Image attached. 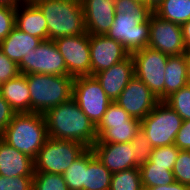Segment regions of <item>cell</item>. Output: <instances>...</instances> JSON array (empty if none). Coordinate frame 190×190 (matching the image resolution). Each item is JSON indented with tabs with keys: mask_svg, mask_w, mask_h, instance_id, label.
Listing matches in <instances>:
<instances>
[{
	"mask_svg": "<svg viewBox=\"0 0 190 190\" xmlns=\"http://www.w3.org/2000/svg\"><path fill=\"white\" fill-rule=\"evenodd\" d=\"M114 7V21L106 35L120 42L130 54L148 47L153 10L135 0H115Z\"/></svg>",
	"mask_w": 190,
	"mask_h": 190,
	"instance_id": "cell-1",
	"label": "cell"
},
{
	"mask_svg": "<svg viewBox=\"0 0 190 190\" xmlns=\"http://www.w3.org/2000/svg\"><path fill=\"white\" fill-rule=\"evenodd\" d=\"M49 138L76 141L91 148L97 141L96 127L71 98L44 114Z\"/></svg>",
	"mask_w": 190,
	"mask_h": 190,
	"instance_id": "cell-2",
	"label": "cell"
},
{
	"mask_svg": "<svg viewBox=\"0 0 190 190\" xmlns=\"http://www.w3.org/2000/svg\"><path fill=\"white\" fill-rule=\"evenodd\" d=\"M0 138L34 160L49 138L43 114L15 113Z\"/></svg>",
	"mask_w": 190,
	"mask_h": 190,
	"instance_id": "cell-3",
	"label": "cell"
},
{
	"mask_svg": "<svg viewBox=\"0 0 190 190\" xmlns=\"http://www.w3.org/2000/svg\"><path fill=\"white\" fill-rule=\"evenodd\" d=\"M36 5L47 22L48 39L87 33L80 0H41Z\"/></svg>",
	"mask_w": 190,
	"mask_h": 190,
	"instance_id": "cell-4",
	"label": "cell"
},
{
	"mask_svg": "<svg viewBox=\"0 0 190 190\" xmlns=\"http://www.w3.org/2000/svg\"><path fill=\"white\" fill-rule=\"evenodd\" d=\"M26 80L30 90V112L44 114L72 98V76L27 74Z\"/></svg>",
	"mask_w": 190,
	"mask_h": 190,
	"instance_id": "cell-5",
	"label": "cell"
},
{
	"mask_svg": "<svg viewBox=\"0 0 190 190\" xmlns=\"http://www.w3.org/2000/svg\"><path fill=\"white\" fill-rule=\"evenodd\" d=\"M183 123L182 118L164 101L141 120V132L153 148L173 145Z\"/></svg>",
	"mask_w": 190,
	"mask_h": 190,
	"instance_id": "cell-6",
	"label": "cell"
},
{
	"mask_svg": "<svg viewBox=\"0 0 190 190\" xmlns=\"http://www.w3.org/2000/svg\"><path fill=\"white\" fill-rule=\"evenodd\" d=\"M86 149L76 141L48 138L34 159V170L62 175Z\"/></svg>",
	"mask_w": 190,
	"mask_h": 190,
	"instance_id": "cell-7",
	"label": "cell"
},
{
	"mask_svg": "<svg viewBox=\"0 0 190 190\" xmlns=\"http://www.w3.org/2000/svg\"><path fill=\"white\" fill-rule=\"evenodd\" d=\"M135 76L164 101L165 70L168 55L146 47L133 52Z\"/></svg>",
	"mask_w": 190,
	"mask_h": 190,
	"instance_id": "cell-8",
	"label": "cell"
},
{
	"mask_svg": "<svg viewBox=\"0 0 190 190\" xmlns=\"http://www.w3.org/2000/svg\"><path fill=\"white\" fill-rule=\"evenodd\" d=\"M72 98L96 127L112 103L93 75L75 77Z\"/></svg>",
	"mask_w": 190,
	"mask_h": 190,
	"instance_id": "cell-9",
	"label": "cell"
},
{
	"mask_svg": "<svg viewBox=\"0 0 190 190\" xmlns=\"http://www.w3.org/2000/svg\"><path fill=\"white\" fill-rule=\"evenodd\" d=\"M21 74H47L70 76L67 72L66 63L59 52L54 40H42L24 56L18 64Z\"/></svg>",
	"mask_w": 190,
	"mask_h": 190,
	"instance_id": "cell-10",
	"label": "cell"
},
{
	"mask_svg": "<svg viewBox=\"0 0 190 190\" xmlns=\"http://www.w3.org/2000/svg\"><path fill=\"white\" fill-rule=\"evenodd\" d=\"M149 22L148 47L168 56H178L188 52L181 25L162 19L154 12L151 14Z\"/></svg>",
	"mask_w": 190,
	"mask_h": 190,
	"instance_id": "cell-11",
	"label": "cell"
},
{
	"mask_svg": "<svg viewBox=\"0 0 190 190\" xmlns=\"http://www.w3.org/2000/svg\"><path fill=\"white\" fill-rule=\"evenodd\" d=\"M72 77L91 75L89 34L60 37L54 40Z\"/></svg>",
	"mask_w": 190,
	"mask_h": 190,
	"instance_id": "cell-12",
	"label": "cell"
},
{
	"mask_svg": "<svg viewBox=\"0 0 190 190\" xmlns=\"http://www.w3.org/2000/svg\"><path fill=\"white\" fill-rule=\"evenodd\" d=\"M160 102L154 93L136 76L115 100L131 117L143 120Z\"/></svg>",
	"mask_w": 190,
	"mask_h": 190,
	"instance_id": "cell-13",
	"label": "cell"
},
{
	"mask_svg": "<svg viewBox=\"0 0 190 190\" xmlns=\"http://www.w3.org/2000/svg\"><path fill=\"white\" fill-rule=\"evenodd\" d=\"M91 75L112 67L126 59L130 53L107 35H89Z\"/></svg>",
	"mask_w": 190,
	"mask_h": 190,
	"instance_id": "cell-14",
	"label": "cell"
},
{
	"mask_svg": "<svg viewBox=\"0 0 190 190\" xmlns=\"http://www.w3.org/2000/svg\"><path fill=\"white\" fill-rule=\"evenodd\" d=\"M92 150L96 158L113 174L123 170L137 168L135 152L131 142L95 143Z\"/></svg>",
	"mask_w": 190,
	"mask_h": 190,
	"instance_id": "cell-15",
	"label": "cell"
},
{
	"mask_svg": "<svg viewBox=\"0 0 190 190\" xmlns=\"http://www.w3.org/2000/svg\"><path fill=\"white\" fill-rule=\"evenodd\" d=\"M89 35H106L115 17V0H80Z\"/></svg>",
	"mask_w": 190,
	"mask_h": 190,
	"instance_id": "cell-16",
	"label": "cell"
},
{
	"mask_svg": "<svg viewBox=\"0 0 190 190\" xmlns=\"http://www.w3.org/2000/svg\"><path fill=\"white\" fill-rule=\"evenodd\" d=\"M112 102L120 96L129 81L135 76L134 59H126L94 75Z\"/></svg>",
	"mask_w": 190,
	"mask_h": 190,
	"instance_id": "cell-17",
	"label": "cell"
},
{
	"mask_svg": "<svg viewBox=\"0 0 190 190\" xmlns=\"http://www.w3.org/2000/svg\"><path fill=\"white\" fill-rule=\"evenodd\" d=\"M34 160L0 138V175L34 176Z\"/></svg>",
	"mask_w": 190,
	"mask_h": 190,
	"instance_id": "cell-18",
	"label": "cell"
},
{
	"mask_svg": "<svg viewBox=\"0 0 190 190\" xmlns=\"http://www.w3.org/2000/svg\"><path fill=\"white\" fill-rule=\"evenodd\" d=\"M16 27L31 36L48 40L47 22L36 4L21 3L16 6Z\"/></svg>",
	"mask_w": 190,
	"mask_h": 190,
	"instance_id": "cell-19",
	"label": "cell"
},
{
	"mask_svg": "<svg viewBox=\"0 0 190 190\" xmlns=\"http://www.w3.org/2000/svg\"><path fill=\"white\" fill-rule=\"evenodd\" d=\"M42 39L19 30L16 26L9 35L1 40L0 50L12 61L19 64L24 56L32 52Z\"/></svg>",
	"mask_w": 190,
	"mask_h": 190,
	"instance_id": "cell-20",
	"label": "cell"
},
{
	"mask_svg": "<svg viewBox=\"0 0 190 190\" xmlns=\"http://www.w3.org/2000/svg\"><path fill=\"white\" fill-rule=\"evenodd\" d=\"M0 95L16 113L30 112V90L25 74L20 73L15 78L4 82Z\"/></svg>",
	"mask_w": 190,
	"mask_h": 190,
	"instance_id": "cell-21",
	"label": "cell"
},
{
	"mask_svg": "<svg viewBox=\"0 0 190 190\" xmlns=\"http://www.w3.org/2000/svg\"><path fill=\"white\" fill-rule=\"evenodd\" d=\"M188 84L187 53L169 56L166 62L164 100Z\"/></svg>",
	"mask_w": 190,
	"mask_h": 190,
	"instance_id": "cell-22",
	"label": "cell"
},
{
	"mask_svg": "<svg viewBox=\"0 0 190 190\" xmlns=\"http://www.w3.org/2000/svg\"><path fill=\"white\" fill-rule=\"evenodd\" d=\"M112 173L96 158L92 148L85 150V190H109Z\"/></svg>",
	"mask_w": 190,
	"mask_h": 190,
	"instance_id": "cell-23",
	"label": "cell"
},
{
	"mask_svg": "<svg viewBox=\"0 0 190 190\" xmlns=\"http://www.w3.org/2000/svg\"><path fill=\"white\" fill-rule=\"evenodd\" d=\"M153 12L162 19L182 26L190 20V0H163Z\"/></svg>",
	"mask_w": 190,
	"mask_h": 190,
	"instance_id": "cell-24",
	"label": "cell"
},
{
	"mask_svg": "<svg viewBox=\"0 0 190 190\" xmlns=\"http://www.w3.org/2000/svg\"><path fill=\"white\" fill-rule=\"evenodd\" d=\"M143 190L154 186L172 184L175 179L168 166L154 165L150 160L139 166Z\"/></svg>",
	"mask_w": 190,
	"mask_h": 190,
	"instance_id": "cell-25",
	"label": "cell"
},
{
	"mask_svg": "<svg viewBox=\"0 0 190 190\" xmlns=\"http://www.w3.org/2000/svg\"><path fill=\"white\" fill-rule=\"evenodd\" d=\"M119 124H141V121L131 117L121 106L112 102L108 106L101 121L96 126L97 138H99L107 129L111 128L112 125Z\"/></svg>",
	"mask_w": 190,
	"mask_h": 190,
	"instance_id": "cell-26",
	"label": "cell"
},
{
	"mask_svg": "<svg viewBox=\"0 0 190 190\" xmlns=\"http://www.w3.org/2000/svg\"><path fill=\"white\" fill-rule=\"evenodd\" d=\"M141 124L112 125L95 143H127L131 142L135 135L140 132Z\"/></svg>",
	"mask_w": 190,
	"mask_h": 190,
	"instance_id": "cell-27",
	"label": "cell"
},
{
	"mask_svg": "<svg viewBox=\"0 0 190 190\" xmlns=\"http://www.w3.org/2000/svg\"><path fill=\"white\" fill-rule=\"evenodd\" d=\"M109 190H143L139 167L113 173Z\"/></svg>",
	"mask_w": 190,
	"mask_h": 190,
	"instance_id": "cell-28",
	"label": "cell"
},
{
	"mask_svg": "<svg viewBox=\"0 0 190 190\" xmlns=\"http://www.w3.org/2000/svg\"><path fill=\"white\" fill-rule=\"evenodd\" d=\"M62 175L69 190H85V151Z\"/></svg>",
	"mask_w": 190,
	"mask_h": 190,
	"instance_id": "cell-29",
	"label": "cell"
},
{
	"mask_svg": "<svg viewBox=\"0 0 190 190\" xmlns=\"http://www.w3.org/2000/svg\"><path fill=\"white\" fill-rule=\"evenodd\" d=\"M164 102L176 111L183 121L190 120V84L173 92Z\"/></svg>",
	"mask_w": 190,
	"mask_h": 190,
	"instance_id": "cell-30",
	"label": "cell"
},
{
	"mask_svg": "<svg viewBox=\"0 0 190 190\" xmlns=\"http://www.w3.org/2000/svg\"><path fill=\"white\" fill-rule=\"evenodd\" d=\"M33 190H69L60 174L34 172Z\"/></svg>",
	"mask_w": 190,
	"mask_h": 190,
	"instance_id": "cell-31",
	"label": "cell"
},
{
	"mask_svg": "<svg viewBox=\"0 0 190 190\" xmlns=\"http://www.w3.org/2000/svg\"><path fill=\"white\" fill-rule=\"evenodd\" d=\"M180 150L173 144L163 147L153 148L150 161L154 165L168 166L172 170Z\"/></svg>",
	"mask_w": 190,
	"mask_h": 190,
	"instance_id": "cell-32",
	"label": "cell"
},
{
	"mask_svg": "<svg viewBox=\"0 0 190 190\" xmlns=\"http://www.w3.org/2000/svg\"><path fill=\"white\" fill-rule=\"evenodd\" d=\"M172 172L176 182L190 187V151L180 150Z\"/></svg>",
	"mask_w": 190,
	"mask_h": 190,
	"instance_id": "cell-33",
	"label": "cell"
},
{
	"mask_svg": "<svg viewBox=\"0 0 190 190\" xmlns=\"http://www.w3.org/2000/svg\"><path fill=\"white\" fill-rule=\"evenodd\" d=\"M131 145L135 152V163L137 167L150 160L153 147L141 130L132 139Z\"/></svg>",
	"mask_w": 190,
	"mask_h": 190,
	"instance_id": "cell-34",
	"label": "cell"
},
{
	"mask_svg": "<svg viewBox=\"0 0 190 190\" xmlns=\"http://www.w3.org/2000/svg\"><path fill=\"white\" fill-rule=\"evenodd\" d=\"M16 7L0 5V42L5 39L16 26Z\"/></svg>",
	"mask_w": 190,
	"mask_h": 190,
	"instance_id": "cell-35",
	"label": "cell"
},
{
	"mask_svg": "<svg viewBox=\"0 0 190 190\" xmlns=\"http://www.w3.org/2000/svg\"><path fill=\"white\" fill-rule=\"evenodd\" d=\"M0 190H33V176L6 177L0 175Z\"/></svg>",
	"mask_w": 190,
	"mask_h": 190,
	"instance_id": "cell-36",
	"label": "cell"
},
{
	"mask_svg": "<svg viewBox=\"0 0 190 190\" xmlns=\"http://www.w3.org/2000/svg\"><path fill=\"white\" fill-rule=\"evenodd\" d=\"M20 74L18 64L0 50V80L4 83Z\"/></svg>",
	"mask_w": 190,
	"mask_h": 190,
	"instance_id": "cell-37",
	"label": "cell"
},
{
	"mask_svg": "<svg viewBox=\"0 0 190 190\" xmlns=\"http://www.w3.org/2000/svg\"><path fill=\"white\" fill-rule=\"evenodd\" d=\"M174 145L179 150L190 151V120L183 121L181 128L177 133Z\"/></svg>",
	"mask_w": 190,
	"mask_h": 190,
	"instance_id": "cell-38",
	"label": "cell"
},
{
	"mask_svg": "<svg viewBox=\"0 0 190 190\" xmlns=\"http://www.w3.org/2000/svg\"><path fill=\"white\" fill-rule=\"evenodd\" d=\"M16 112L11 106L4 100L0 95V135L3 133L5 128L8 126Z\"/></svg>",
	"mask_w": 190,
	"mask_h": 190,
	"instance_id": "cell-39",
	"label": "cell"
},
{
	"mask_svg": "<svg viewBox=\"0 0 190 190\" xmlns=\"http://www.w3.org/2000/svg\"><path fill=\"white\" fill-rule=\"evenodd\" d=\"M146 190H190V187L183 185L180 182L174 181L172 184L163 185V186H154L147 188Z\"/></svg>",
	"mask_w": 190,
	"mask_h": 190,
	"instance_id": "cell-40",
	"label": "cell"
},
{
	"mask_svg": "<svg viewBox=\"0 0 190 190\" xmlns=\"http://www.w3.org/2000/svg\"><path fill=\"white\" fill-rule=\"evenodd\" d=\"M183 39L187 50L190 48V20L185 22L182 26Z\"/></svg>",
	"mask_w": 190,
	"mask_h": 190,
	"instance_id": "cell-41",
	"label": "cell"
},
{
	"mask_svg": "<svg viewBox=\"0 0 190 190\" xmlns=\"http://www.w3.org/2000/svg\"><path fill=\"white\" fill-rule=\"evenodd\" d=\"M139 3H143L149 6L152 10H154L163 0H135Z\"/></svg>",
	"mask_w": 190,
	"mask_h": 190,
	"instance_id": "cell-42",
	"label": "cell"
},
{
	"mask_svg": "<svg viewBox=\"0 0 190 190\" xmlns=\"http://www.w3.org/2000/svg\"><path fill=\"white\" fill-rule=\"evenodd\" d=\"M21 3H22L21 0H0V5H8L16 7Z\"/></svg>",
	"mask_w": 190,
	"mask_h": 190,
	"instance_id": "cell-43",
	"label": "cell"
},
{
	"mask_svg": "<svg viewBox=\"0 0 190 190\" xmlns=\"http://www.w3.org/2000/svg\"><path fill=\"white\" fill-rule=\"evenodd\" d=\"M187 59H188V84H190V53L187 52Z\"/></svg>",
	"mask_w": 190,
	"mask_h": 190,
	"instance_id": "cell-44",
	"label": "cell"
},
{
	"mask_svg": "<svg viewBox=\"0 0 190 190\" xmlns=\"http://www.w3.org/2000/svg\"><path fill=\"white\" fill-rule=\"evenodd\" d=\"M22 3H28V4H36L37 2L41 0H21Z\"/></svg>",
	"mask_w": 190,
	"mask_h": 190,
	"instance_id": "cell-45",
	"label": "cell"
},
{
	"mask_svg": "<svg viewBox=\"0 0 190 190\" xmlns=\"http://www.w3.org/2000/svg\"><path fill=\"white\" fill-rule=\"evenodd\" d=\"M2 84H3V82L0 80V89H1Z\"/></svg>",
	"mask_w": 190,
	"mask_h": 190,
	"instance_id": "cell-46",
	"label": "cell"
}]
</instances>
